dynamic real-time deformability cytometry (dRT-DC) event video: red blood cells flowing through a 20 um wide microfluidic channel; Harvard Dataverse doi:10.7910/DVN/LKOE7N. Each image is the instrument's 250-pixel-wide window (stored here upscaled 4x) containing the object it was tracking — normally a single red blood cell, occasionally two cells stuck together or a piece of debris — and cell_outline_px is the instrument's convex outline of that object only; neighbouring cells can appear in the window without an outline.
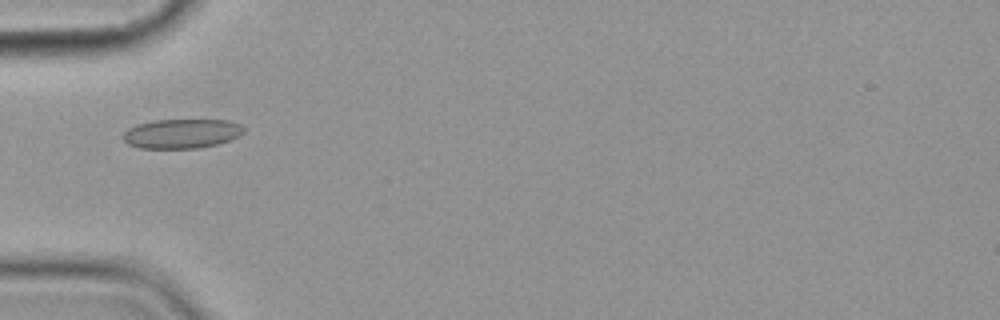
{"species": "common noctule bat (a hibernating species)", "species_latin": "Nyctalus noctula", "temperature_condition": "cold", "stored_images_in_passage": 2, "camera_frame_rate_fps": 3000, "um_per_image_px": 0.085, "animal": {"sex": "female", "body_mass_g": 19.9}, "frame": {"image": 1, "passage_image": 1, "time_ms": 0.0, "image_size_px": [1000, 320], "cell_outline_px": [[244, 132], [240, 136], [216, 144], [196, 148], [140, 148], [128, 144], [120, 136], [128, 128], [136, 124], [152, 120], [228, 120], [240, 124], [244, 128]], "centroid_in_image_um": [15.41, 11.35], "position_along_channel_um": 69.6, "area_um2": 20.75}}
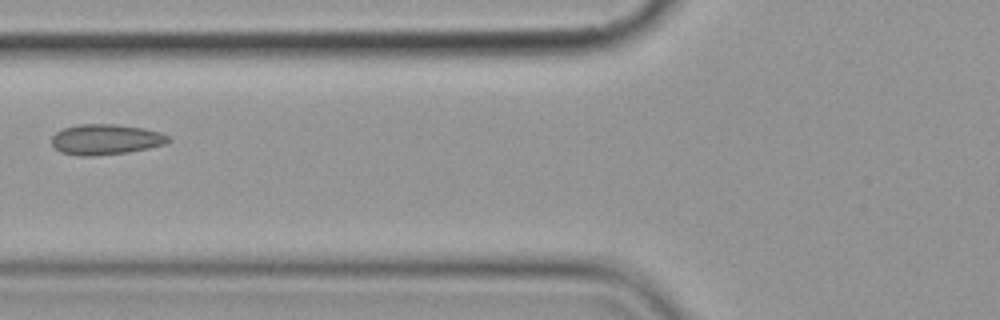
{"frame": {"image": 2, "passage_image": 2, "time_ms": 1.333, "image_size_px": [1000, 320], "cell_outline_px": [[172, 140], [164, 144], [148, 148], [128, 152], [92, 156], [80, 156], [60, 152], [52, 144], [52, 136], [56, 132], [64, 128], [76, 124], [116, 124], [144, 128], [160, 132], [168, 136]], "centroid_in_image_um": [8.98, 11.85], "position_along_channel_um": 116.8, "area_um2": 20.75}}